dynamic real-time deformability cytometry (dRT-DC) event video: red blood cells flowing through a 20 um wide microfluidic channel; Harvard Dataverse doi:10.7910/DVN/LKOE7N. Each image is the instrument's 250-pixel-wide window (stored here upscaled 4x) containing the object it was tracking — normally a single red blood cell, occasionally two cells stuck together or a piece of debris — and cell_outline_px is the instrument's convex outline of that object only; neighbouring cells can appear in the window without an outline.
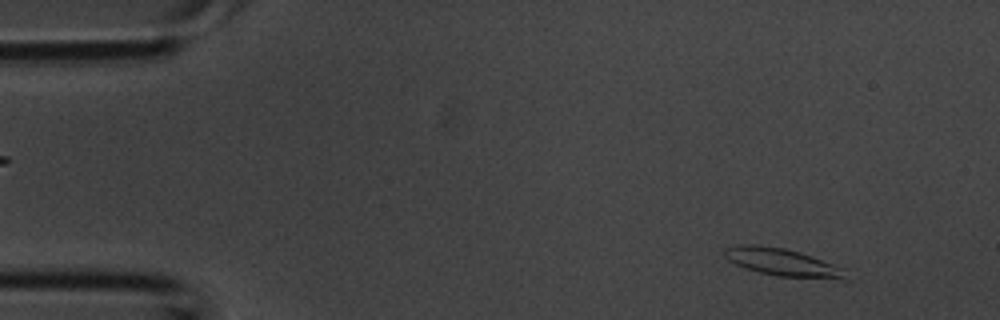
{"species": "common noctule bat (a hibernating species)", "species_latin": "Nyctalus noctula", "temperature_condition": "room temperature", "stored_images_in_passage": 37, "camera_frame_rate_fps": 3000, "um_per_image_px": 0.085, "animal": {"sex": "male", "body_mass_g": 20.1, "forearm_length_mm": 53.5}, "frame": {"image": 1, "passage_image": 3, "time_ms": 0.667, "image_size_px": [1000, 320], "cell_outline_px": [[848, 280], [840, 280], [780, 276], [760, 272], [744, 268], [728, 260], [724, 256], [724, 248], [744, 244], [752, 244], [784, 248], [800, 252], [812, 256], [844, 268]], "centroid_in_image_um": [66.55, 22.3], "position_along_channel_um": 18.5, "area_um2": 19.54}}
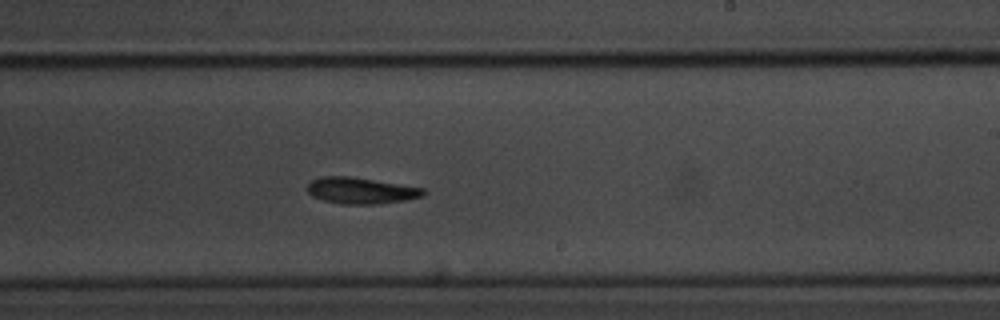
{"frame": {"image": 2, "passage_image": 22, "time_ms": 7.0, "image_size_px": [1000, 320], "cell_outline_px": [[424, 196], [404, 200], [376, 204], [344, 204], [324, 200], [312, 196], [308, 192], [308, 184], [312, 180], [320, 176], [348, 176], [424, 188]], "centroid_in_image_um": [30.65, 16.2], "position_along_channel_um": 258.3, "area_um2": 17.51}}
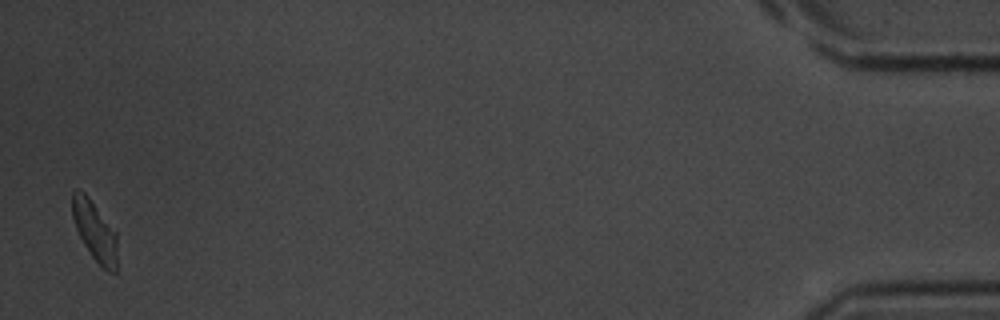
{"frame": {"image": 3, "passage_image": 37, "time_ms": 12.0, "image_size_px": [1000, 320], "cell_outline_px": [[116, 272], [108, 272], [100, 268], [84, 244], [76, 228], [72, 216], [72, 192], [76, 188], [84, 192], [88, 196], [116, 232]], "centroid_in_image_um": [8.04, 19.64], "position_along_channel_um": 427.2, "area_um2": 15.61}}